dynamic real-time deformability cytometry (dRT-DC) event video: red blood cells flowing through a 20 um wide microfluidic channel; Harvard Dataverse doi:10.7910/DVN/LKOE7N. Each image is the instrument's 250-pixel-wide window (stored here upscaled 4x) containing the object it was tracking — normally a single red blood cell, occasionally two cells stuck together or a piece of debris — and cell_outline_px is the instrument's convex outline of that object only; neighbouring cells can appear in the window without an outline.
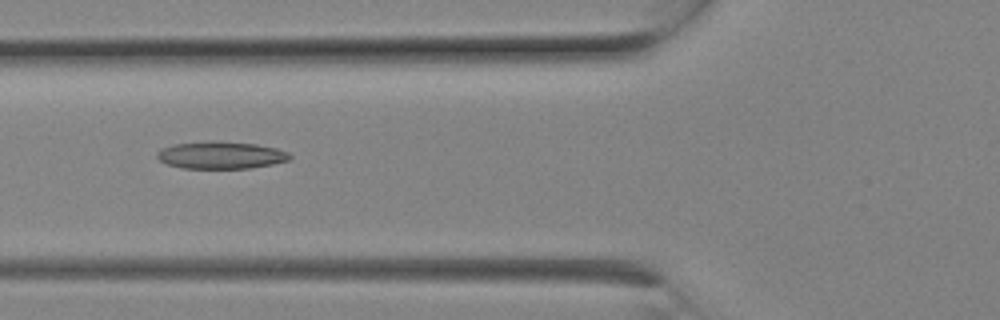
{"species": "Egyptian fruit bat (a non-hibernating species)", "species_latin": "Rousettus aegyptiacus", "temperature_condition": "room temperature", "stored_images_in_passage": 9, "camera_frame_rate_fps": 3000, "um_per_image_px": 0.085, "animal": {"sex": "female"}, "frame": {"image": 1, "passage_image": 8, "time_ms": 2.333, "image_size_px": [1000, 320], "cell_outline_px": [[292, 156], [288, 160], [272, 164], [252, 168], [180, 168], [168, 164], [160, 160], [156, 156], [156, 152], [160, 148], [172, 144], [256, 144], [276, 148], [288, 152]], "centroid_in_image_um": [18.78, 13.24], "position_along_channel_um": 107.0, "area_um2": 20.06}}
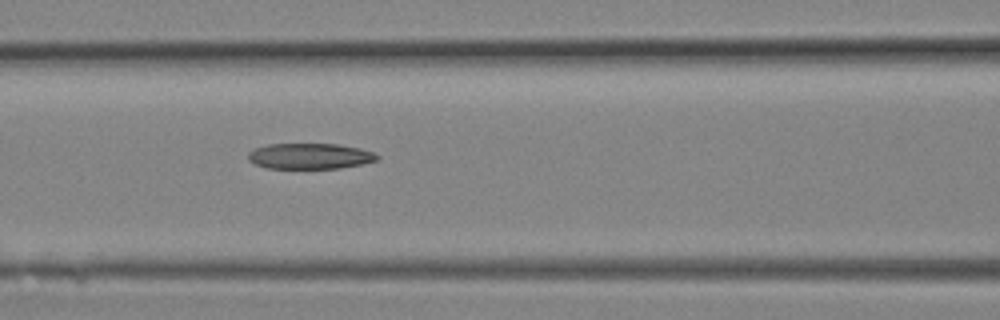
{"frame": {"image": 2, "passage_image": 9, "time_ms": 2.667, "image_size_px": [1000, 320], "cell_outline_px": [[380, 156], [376, 160], [360, 164], [340, 168], [268, 168], [256, 164], [248, 160], [248, 152], [256, 148], [268, 144], [336, 144], [360, 148], [372, 152]], "centroid_in_image_um": [26.32, 13.26], "position_along_channel_um": 140.3, "area_um2": 19.13}}